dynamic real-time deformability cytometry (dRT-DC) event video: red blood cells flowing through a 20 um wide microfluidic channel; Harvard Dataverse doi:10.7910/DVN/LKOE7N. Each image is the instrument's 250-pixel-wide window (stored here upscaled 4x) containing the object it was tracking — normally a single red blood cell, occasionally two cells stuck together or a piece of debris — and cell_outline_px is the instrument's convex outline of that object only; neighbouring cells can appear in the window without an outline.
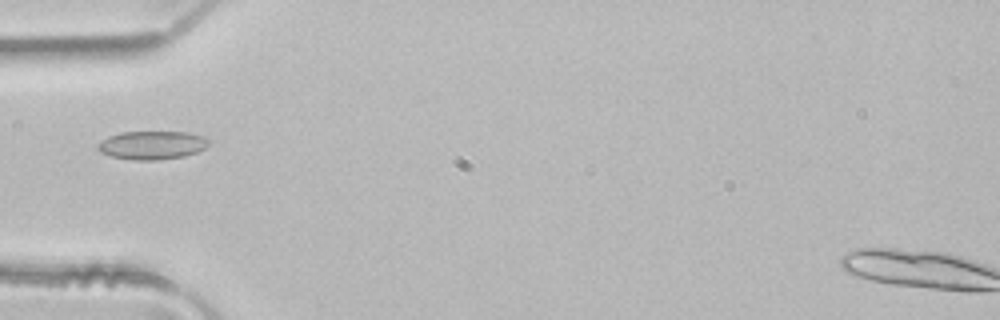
{"species": "common noctule bat (a hibernating species)", "species_latin": "Nyctalus noctula", "temperature_condition": "room temperature", "stored_images_in_passage": 1, "camera_frame_rate_fps": 3000, "um_per_image_px": 0.085, "animal": {"sex": "male", "body_mass_g": 21.5, "forearm_length_mm": 52.0}, "frame": {"image": 1, "passage_image": 1, "time_ms": 0.0, "image_size_px": [1000, 320], "cell_outline_px": [[208, 144], [204, 148], [196, 152], [184, 156], [156, 160], [132, 160], [112, 156], [100, 152], [96, 148], [96, 144], [108, 136], [120, 132], [188, 132], [204, 136], [208, 140]], "centroid_in_image_um": [12.89, 12.33], "position_along_channel_um": 72.1, "area_um2": 18.38}}